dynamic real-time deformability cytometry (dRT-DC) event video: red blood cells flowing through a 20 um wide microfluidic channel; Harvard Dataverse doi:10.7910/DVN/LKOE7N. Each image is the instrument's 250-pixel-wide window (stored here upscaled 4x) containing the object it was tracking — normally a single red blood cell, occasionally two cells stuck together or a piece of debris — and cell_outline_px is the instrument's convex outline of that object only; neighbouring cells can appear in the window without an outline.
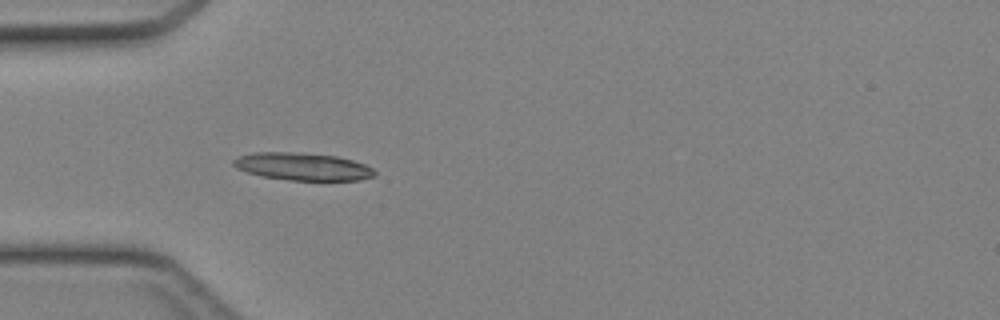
{"species": "Egyptian fruit bat (a non-hibernating species)", "species_latin": "Rousettus aegyptiacus", "temperature_condition": "cold", "stored_images_in_passage": 4, "camera_frame_rate_fps": 3000, "um_per_image_px": 0.085, "animal": {"sex": "female"}, "frame": {"image": 1, "passage_image": 4, "time_ms": 1.0, "image_size_px": [1000, 320], "cell_outline_px": [[376, 176], [360, 180], [288, 180], [264, 176], [248, 172], [236, 168], [232, 164], [232, 160], [240, 156], [252, 152], [292, 152], [336, 156], [352, 160], [364, 164], [372, 168], [376, 172]], "centroid_in_image_um": [25.73, 14.16], "position_along_channel_um": 59.3, "area_um2": 22.54}}